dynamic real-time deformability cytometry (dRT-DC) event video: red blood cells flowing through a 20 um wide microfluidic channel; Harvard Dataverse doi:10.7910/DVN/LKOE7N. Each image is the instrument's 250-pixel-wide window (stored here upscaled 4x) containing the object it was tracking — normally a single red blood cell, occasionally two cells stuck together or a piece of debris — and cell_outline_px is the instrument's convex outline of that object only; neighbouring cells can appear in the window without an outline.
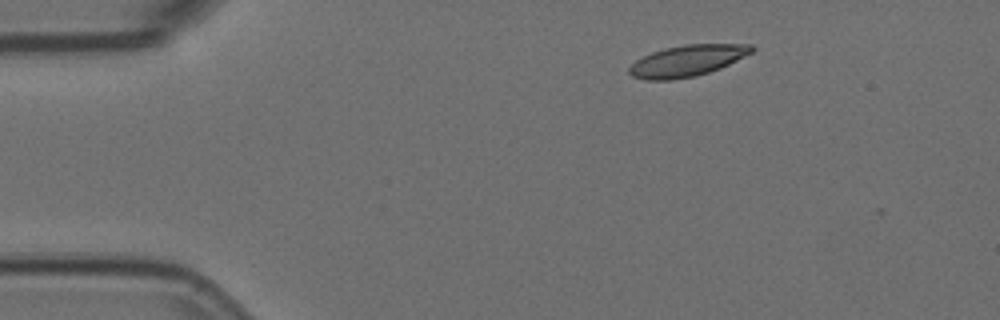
{"species": "Egyptian fruit bat (a non-hibernating species)", "species_latin": "Rousettus aegyptiacus", "temperature_condition": "room temperature", "stored_images_in_passage": 3, "camera_frame_rate_fps": 3000, "um_per_image_px": 0.085, "animal": {"sex": "female"}, "frame": {"image": 1, "passage_image": 1, "time_ms": 0.0, "image_size_px": [1000, 320], "cell_outline_px": [[756, 48], [752, 52], [720, 68], [696, 76], [672, 80], [644, 80], [632, 76], [628, 72], [628, 68], [636, 60], [652, 52], [664, 48], [684, 44], [752, 44]], "centroid_in_image_um": [58.39, 5.16], "position_along_channel_um": 26.6, "area_um2": 22.31}}